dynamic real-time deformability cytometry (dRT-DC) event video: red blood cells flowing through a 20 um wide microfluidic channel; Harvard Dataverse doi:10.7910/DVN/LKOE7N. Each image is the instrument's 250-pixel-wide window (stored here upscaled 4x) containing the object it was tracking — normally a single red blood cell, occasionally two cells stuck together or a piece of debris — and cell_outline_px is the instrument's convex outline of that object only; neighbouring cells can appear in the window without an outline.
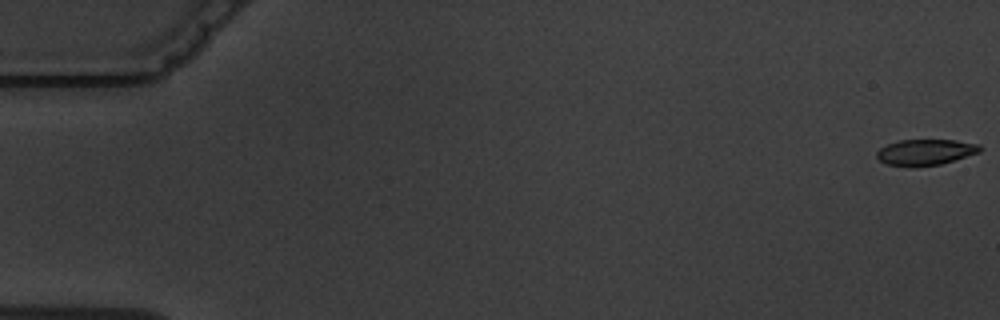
{"species": "common noctule bat (a hibernating species)", "species_latin": "Nyctalus noctula", "temperature_condition": "warm", "stored_images_in_passage": 6, "camera_frame_rate_fps": 3000, "um_per_image_px": 0.085, "animal": {"sex": "male", "body_mass_g": 19.5, "forearm_length_mm": 54.6}, "frame": {"image": 1, "passage_image": 1, "time_ms": 0.0, "image_size_px": [1000, 320], "cell_outline_px": [[984, 148], [980, 152], [940, 164], [888, 164], [880, 160], [876, 156], [876, 152], [880, 148], [888, 144], [900, 140], [956, 140], [980, 144]], "centroid_in_image_um": [78.73, 12.88], "position_along_channel_um": 6.3, "area_um2": 14.97}}
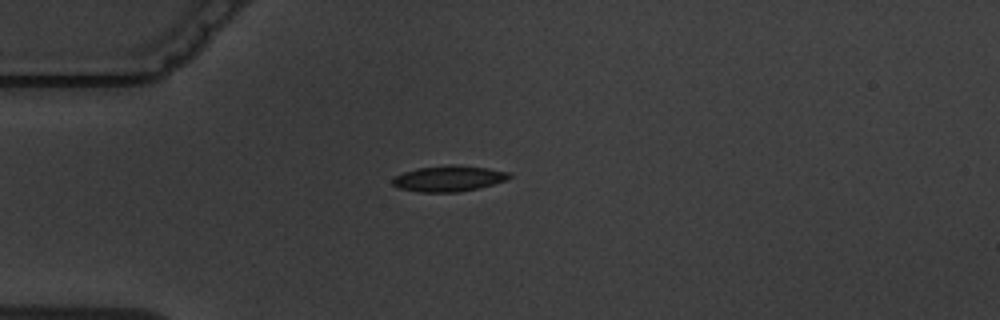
{"frame": {"image": 2, "passage_image": 4, "time_ms": 5.0, "image_size_px": [1000, 320], "cell_outline_px": [[512, 176], [508, 180], [480, 188], [460, 192], [420, 192], [400, 188], [392, 184], [392, 180], [396, 176], [404, 172], [416, 168], [452, 164], [456, 164], [488, 168], [512, 172]], "centroid_in_image_um": [38.21, 15.17], "position_along_channel_um": 46.8, "area_um2": 17.8}}